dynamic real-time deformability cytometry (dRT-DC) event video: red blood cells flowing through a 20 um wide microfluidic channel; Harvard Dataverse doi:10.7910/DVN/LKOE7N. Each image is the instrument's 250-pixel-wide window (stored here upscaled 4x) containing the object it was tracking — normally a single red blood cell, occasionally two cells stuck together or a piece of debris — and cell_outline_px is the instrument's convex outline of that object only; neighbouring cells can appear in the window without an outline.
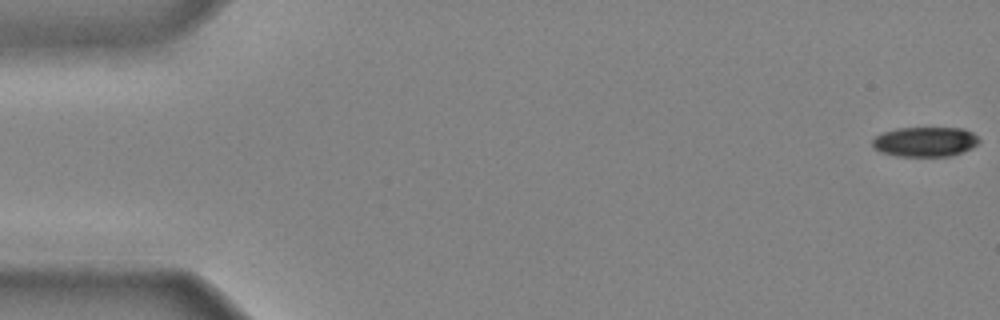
{"species": "common noctule bat (a hibernating species)", "species_latin": "Nyctalus noctula", "temperature_condition": "cold", "stored_images_in_passage": 42, "camera_frame_rate_fps": 3000, "um_per_image_px": 0.085, "animal": {"sex": "male", "body_mass_g": 20.4}, "frame": {"image": 1, "passage_image": 1, "time_ms": 0.0, "image_size_px": [1000, 320], "cell_outline_px": [[980, 140], [972, 148], [948, 156], [900, 156], [880, 152], [872, 148], [872, 140], [876, 136], [884, 132], [896, 128], [964, 128], [972, 132]], "centroid_in_image_um": [78.6, 12.04], "position_along_channel_um": 6.4, "area_um2": 18.44}}
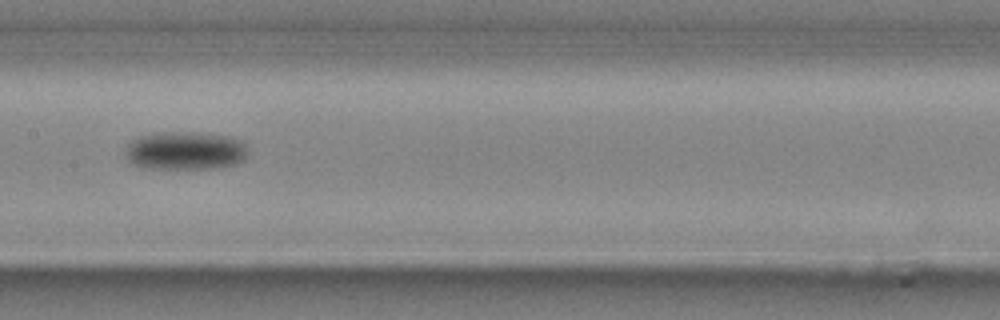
{"frame": {"image": 2, "passage_image": 23, "time_ms": 7.333, "image_size_px": [1000, 320], "cell_outline_px": [[244, 160], [236, 164], [208, 168], [144, 168], [132, 164], [128, 160], [124, 152], [128, 144], [132, 140], [140, 136], [152, 132], [208, 132], [232, 136], [244, 140]], "centroid_in_image_um": [15.72, 12.78], "position_along_channel_um": 191.7, "area_um2": 27.63}}
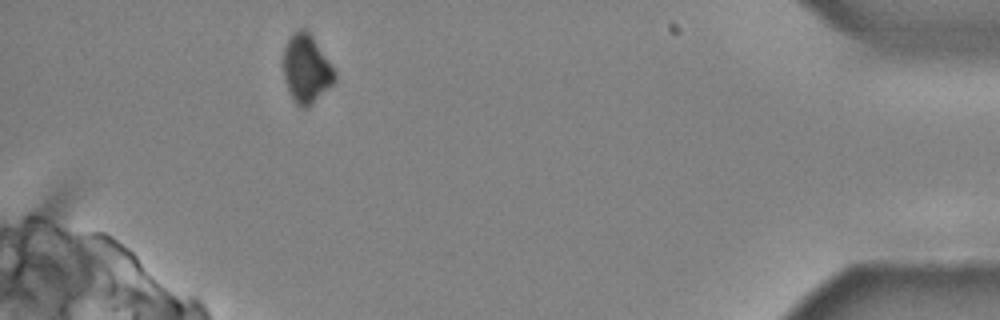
{"frame": {"image": 3, "passage_image": 41, "time_ms": 13.333, "image_size_px": [1000, 320], "cell_outline_px": [[336, 80], [308, 108], [300, 108], [292, 100], [284, 80], [284, 48], [288, 40], [300, 28], [304, 28], [312, 36], [336, 72]], "centroid_in_image_um": [26.04, 5.9], "position_along_channel_um": 409.2, "area_um2": 20.23}}